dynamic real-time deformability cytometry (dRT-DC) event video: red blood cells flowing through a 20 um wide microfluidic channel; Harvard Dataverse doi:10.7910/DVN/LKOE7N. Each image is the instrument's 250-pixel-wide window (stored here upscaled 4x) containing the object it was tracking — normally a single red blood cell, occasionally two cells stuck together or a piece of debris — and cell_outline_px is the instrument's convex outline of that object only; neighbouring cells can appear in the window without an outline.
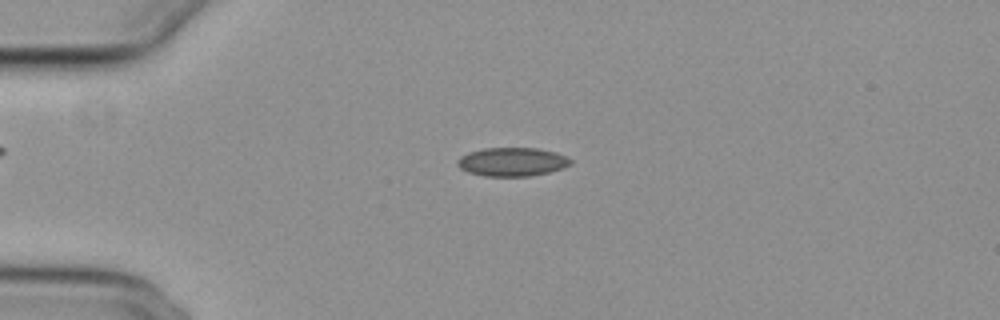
{"species": "common noctule bat (a hibernating species)", "species_latin": "Nyctalus noctula", "temperature_condition": "cold", "stored_images_in_passage": 55, "camera_frame_rate_fps": 3000, "um_per_image_px": 0.085, "animal": {"sex": "female", "body_mass_g": 29.2, "forearm_length_mm": 56.3}, "frame": {"image": 1, "passage_image": 13, "time_ms": 4.0, "image_size_px": [1000, 320], "cell_outline_px": [[572, 164], [564, 168], [548, 172], [528, 176], [484, 176], [468, 172], [460, 168], [456, 164], [456, 160], [460, 156], [468, 152], [484, 148], [536, 148], [556, 152], [568, 156], [572, 160]], "centroid_in_image_um": [43.54, 13.75], "position_along_channel_um": 41.5, "area_um2": 19.07}}
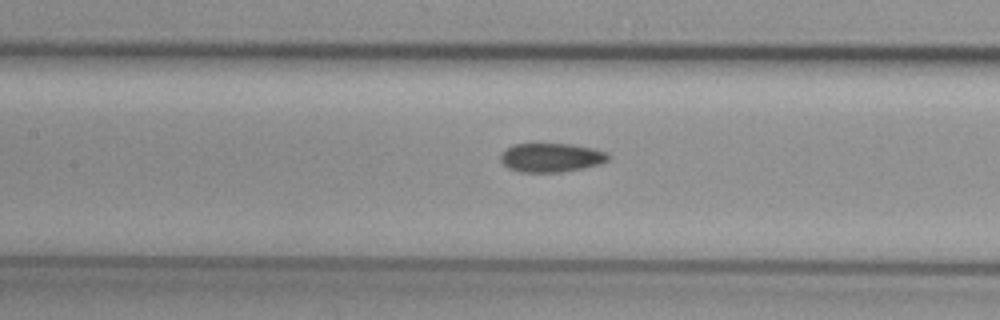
{"frame": {"image": 2, "passage_image": 25, "time_ms": 8.0, "image_size_px": [1000, 320], "cell_outline_px": [[608, 160], [600, 164], [584, 168], [560, 172], [520, 172], [508, 168], [500, 160], [500, 156], [508, 148], [516, 144], [572, 144], [592, 148], [608, 152]], "centroid_in_image_um": [46.87, 13.4], "position_along_channel_um": 160.5, "area_um2": 18.03}}
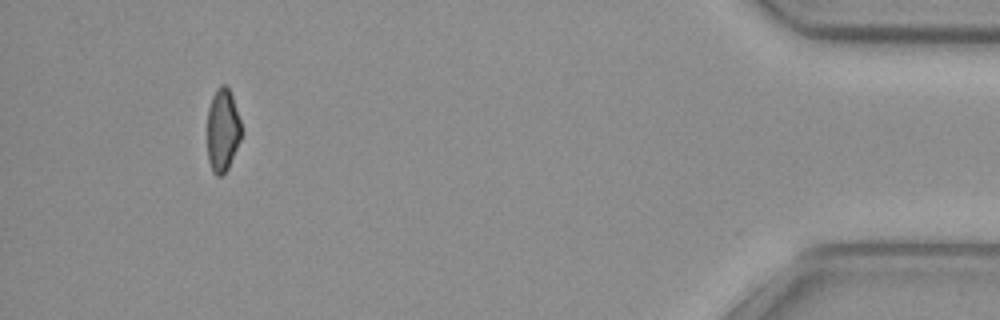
{"frame": {"image": 3, "passage_image": 51, "time_ms": 16.667, "image_size_px": [1000, 320], "cell_outline_px": [[244, 132], [228, 168], [220, 176], [216, 176], [212, 172], [208, 160], [208, 108], [212, 96], [216, 88], [220, 84], [224, 84], [228, 88], [232, 96]], "centroid_in_image_um": [18.94, 11.06], "position_along_channel_um": 416.3, "area_um2": 16.65}, "authors_computed_cell_mechanics": {"area_um2": 18.5538, "velocity_mm_per_s": 3.7342, "shape_relaxation_time_tau1_ms": null, "shape_relaxation_time_tau2_ms": 6.9529, "deformation_change_tau1": null, "deformation_change_tau2": 0.1104}}